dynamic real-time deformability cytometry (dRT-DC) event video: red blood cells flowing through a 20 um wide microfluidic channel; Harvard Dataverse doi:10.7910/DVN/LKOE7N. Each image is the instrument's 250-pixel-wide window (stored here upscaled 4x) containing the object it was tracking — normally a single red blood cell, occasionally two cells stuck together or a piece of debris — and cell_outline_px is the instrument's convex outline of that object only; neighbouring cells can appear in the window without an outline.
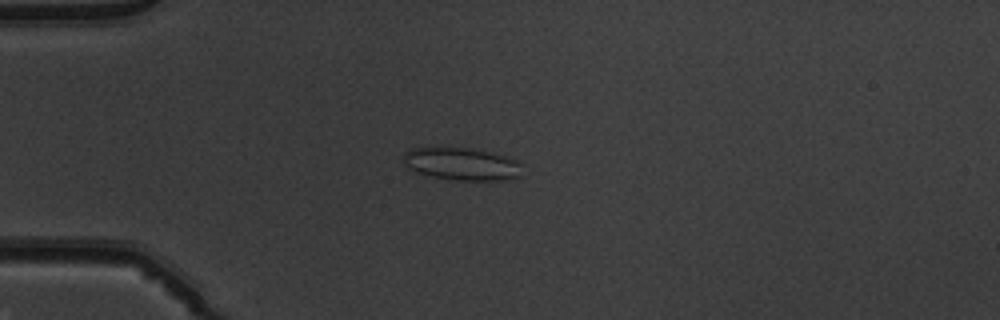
{"species": "common noctule bat (a hibernating species)", "species_latin": "Nyctalus noctula", "temperature_condition": "warm", "stored_images_in_passage": 48, "camera_frame_rate_fps": 3000, "um_per_image_px": 0.085, "animal": {"sex": "male", "body_mass_g": 19.5, "forearm_length_mm": 54.6}, "frame": {"image": 1, "passage_image": 11, "time_ms": 3.333, "image_size_px": [1000, 320], "cell_outline_px": [[520, 176], [512, 180], [452, 180], [432, 176], [416, 172], [408, 168], [404, 164], [404, 152], [408, 148], [468, 148], [492, 152], [520, 160]], "centroid_in_image_um": [39.27, 13.94], "position_along_channel_um": 45.7, "area_um2": 22.72}}
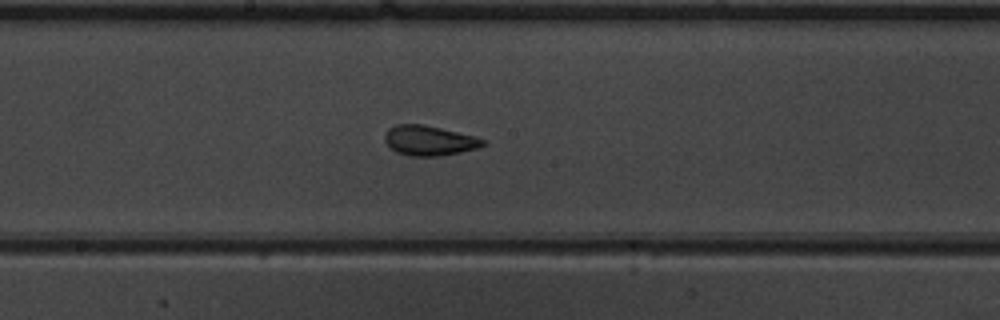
{"frame": {"image": 2, "passage_image": 25, "time_ms": 8.0, "image_size_px": [1000, 320], "cell_outline_px": [[484, 144], [476, 148], [460, 152], [440, 156], [412, 156], [396, 152], [384, 140], [384, 136], [388, 128], [396, 124], [424, 124], [476, 136], [484, 140]], "centroid_in_image_um": [36.46, 11.93], "position_along_channel_um": 211.7, "area_um2": 17.05}}
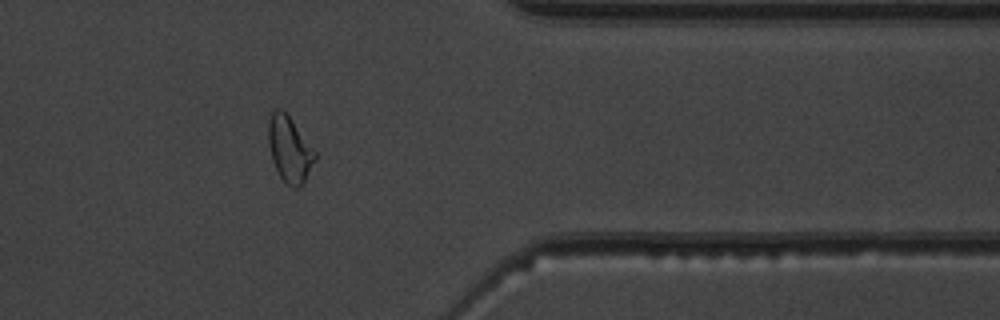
{"frame": {"image": 3, "passage_image": 39, "time_ms": 12.667, "image_size_px": [1000, 320], "cell_outline_px": [[316, 160], [300, 188], [296, 188], [288, 184], [280, 176], [272, 160], [268, 144], [268, 120], [272, 112], [276, 108], [280, 108], [288, 116], [316, 152]], "centroid_in_image_um": [24.6, 12.69], "position_along_channel_um": 386.8, "area_um2": 17.57}, "authors_computed_cell_mechanics": {"area_um2": 18.1492, "velocity_mm_per_s": 4.0248, "shape_relaxation_time_tau1_ms": 6.937, "shape_relaxation_time_tau2_ms": 1.2594, "deformation_change_tau1": 0.1254, "deformation_change_tau2": 0.0839}}